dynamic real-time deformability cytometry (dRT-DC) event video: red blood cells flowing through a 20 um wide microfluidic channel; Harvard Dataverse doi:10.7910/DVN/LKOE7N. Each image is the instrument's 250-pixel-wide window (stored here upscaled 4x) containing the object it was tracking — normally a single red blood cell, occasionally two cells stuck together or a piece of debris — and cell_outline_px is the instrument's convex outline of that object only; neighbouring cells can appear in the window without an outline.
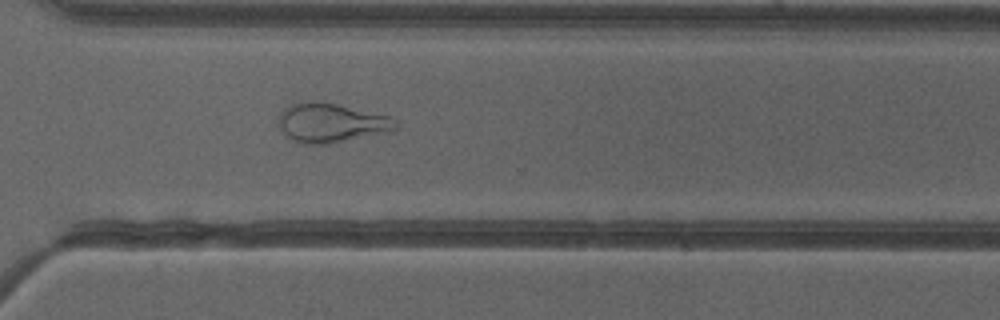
{"species": "common noctule bat (a hibernating species)", "species_latin": "Nyctalus noctula", "temperature_condition": "cold", "stored_images_in_passage": 51, "camera_frame_rate_fps": 3000, "um_per_image_px": 0.085, "animal": {"sex": "female"}, "frame": {"image": 1, "passage_image": 37, "time_ms": 12.0, "image_size_px": [1000, 320], "cell_outline_px": [[396, 128], [328, 144], [304, 144], [292, 140], [284, 132], [280, 124], [280, 112], [284, 108], [292, 104], [312, 100], [324, 100], [392, 116], [396, 120]], "centroid_in_image_um": [28.12, 10.39], "position_along_channel_um": 342.5, "area_um2": 26.47}}